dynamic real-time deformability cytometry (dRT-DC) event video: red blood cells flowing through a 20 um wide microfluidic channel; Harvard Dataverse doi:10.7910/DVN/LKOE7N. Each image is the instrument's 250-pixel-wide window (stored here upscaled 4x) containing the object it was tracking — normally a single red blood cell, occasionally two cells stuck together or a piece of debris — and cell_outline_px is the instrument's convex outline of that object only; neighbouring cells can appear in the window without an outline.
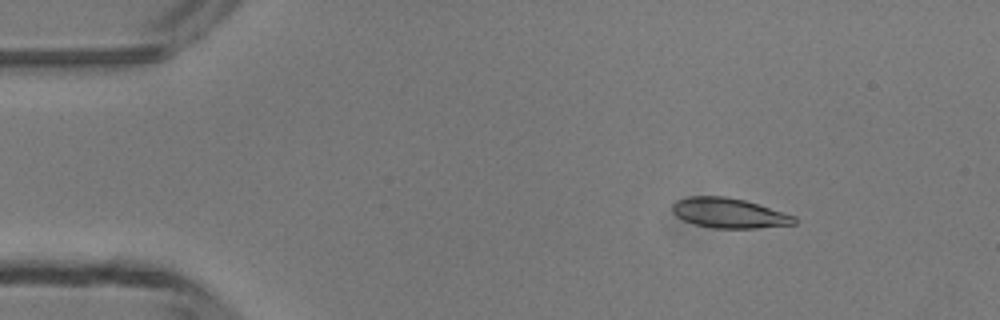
{"species": "common noctule bat (a hibernating species)", "species_latin": "Nyctalus noctula", "temperature_condition": "room temperature", "stored_images_in_passage": 4, "camera_frame_rate_fps": 3000, "um_per_image_px": 0.085, "animal": {"sex": "male", "body_mass_g": 13.3}, "frame": {"image": 1, "passage_image": 2, "time_ms": 1.0, "image_size_px": [1000, 320], "cell_outline_px": [[796, 224], [756, 228], [712, 228], [696, 224], [684, 220], [676, 216], [672, 212], [672, 204], [676, 200], [688, 196], [724, 196], [744, 200], [796, 216]], "centroid_in_image_um": [61.94, 18.11], "position_along_channel_um": 23.1, "area_um2": 21.21}}
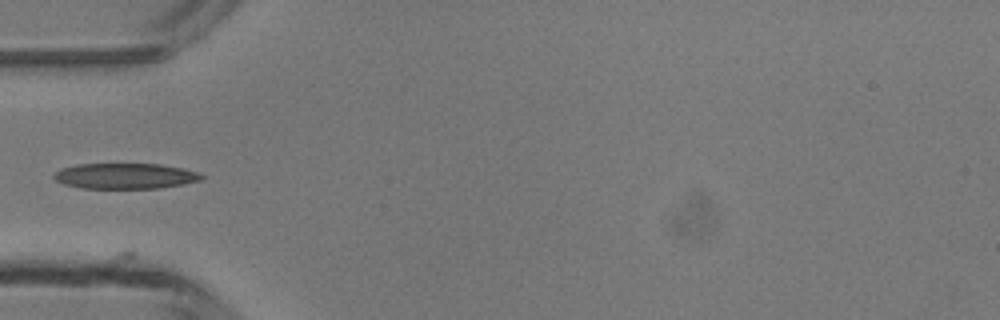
{"frame": {"image": 2, "passage_image": 4, "time_ms": 4.0, "image_size_px": [1000, 320], "cell_outline_px": [[204, 176], [200, 180], [184, 184], [156, 188], [80, 188], [64, 184], [56, 180], [52, 176], [60, 168], [76, 164], [160, 164], [184, 168], [196, 172]], "centroid_in_image_um": [10.61, 14.95], "position_along_channel_um": 74.4, "area_um2": 21.96}}